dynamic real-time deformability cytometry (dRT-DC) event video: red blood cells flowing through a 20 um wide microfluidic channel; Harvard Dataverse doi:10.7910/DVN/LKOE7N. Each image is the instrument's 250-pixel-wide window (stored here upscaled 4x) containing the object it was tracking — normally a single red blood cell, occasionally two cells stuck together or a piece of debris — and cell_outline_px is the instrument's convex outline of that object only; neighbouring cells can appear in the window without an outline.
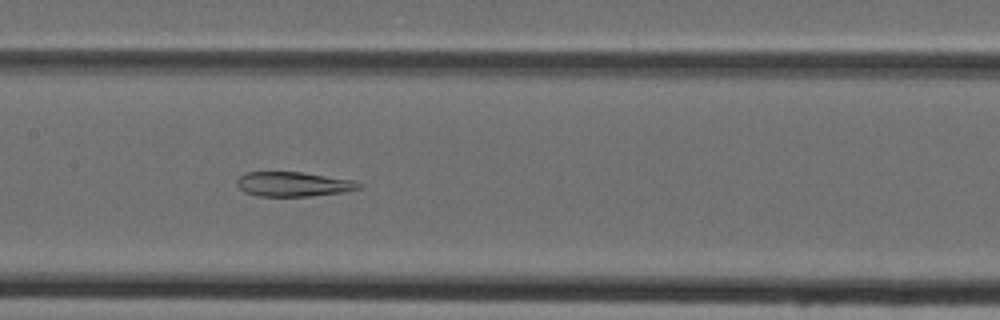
{"species": "Egyptian fruit bat (a non-hibernating species)", "species_latin": "Rousettus aegyptiacus", "temperature_condition": "cold", "stored_images_in_passage": 46, "camera_frame_rate_fps": 3000, "um_per_image_px": 0.085, "animal": {"sex": "female"}, "frame": {"image": 1, "passage_image": 23, "time_ms": 7.333, "image_size_px": [1000, 320], "cell_outline_px": [[364, 184], [360, 188], [340, 192], [312, 196], [260, 196], [244, 192], [236, 184], [236, 180], [240, 176], [248, 172], [300, 172], [356, 180]], "centroid_in_image_um": [24.95, 15.65], "position_along_channel_um": 182.4, "area_um2": 17.46}}
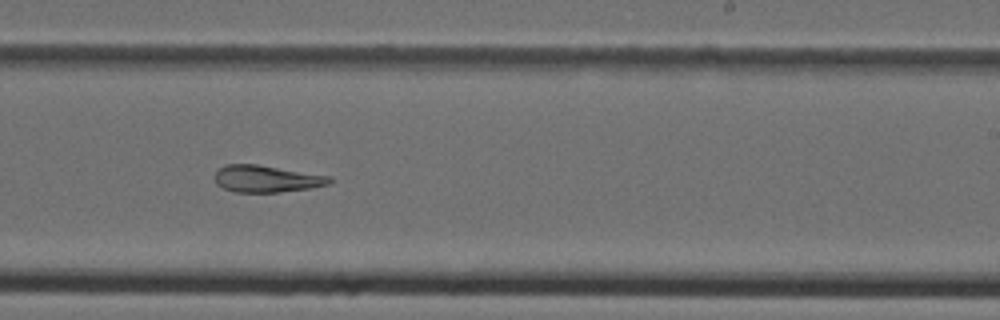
{"frame": {"image": 2, "passage_image": 29, "time_ms": 9.333, "image_size_px": [1000, 320], "cell_outline_px": [[332, 180], [328, 184], [312, 188], [280, 192], [236, 192], [224, 188], [216, 184], [212, 176], [220, 168], [228, 164], [256, 164], [332, 176]], "centroid_in_image_um": [22.65, 15.2], "position_along_channel_um": 266.4, "area_um2": 18.09}}
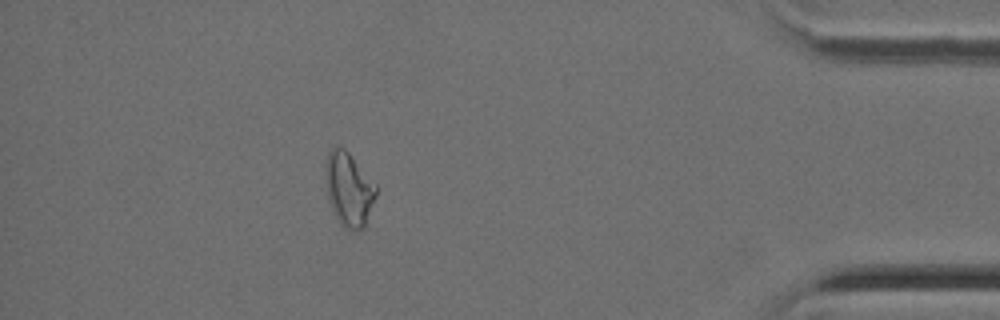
{"frame": {"image": 3, "passage_image": 42, "time_ms": 13.667, "image_size_px": [1000, 320], "cell_outline_px": [[376, 196], [364, 228], [344, 228], [336, 220], [328, 200], [324, 172], [328, 152], [332, 148], [344, 148], [348, 152], [376, 184]], "centroid_in_image_um": [29.63, 16.09], "position_along_channel_um": 405.6, "area_um2": 21.62}}